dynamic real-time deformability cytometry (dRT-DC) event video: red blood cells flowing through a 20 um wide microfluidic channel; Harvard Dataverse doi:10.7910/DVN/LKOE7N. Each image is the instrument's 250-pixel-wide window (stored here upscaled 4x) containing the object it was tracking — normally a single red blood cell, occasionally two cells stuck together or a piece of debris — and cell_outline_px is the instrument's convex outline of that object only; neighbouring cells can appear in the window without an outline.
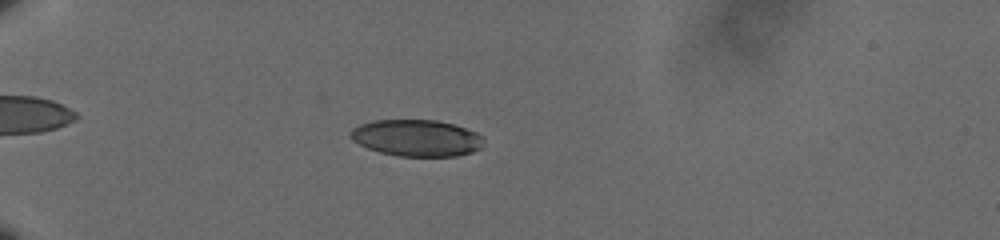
{"species": "human", "species_latin": "Homo sapiens", "temperature_condition": "cold", "stored_images_in_passage": 61, "camera_frame_rate_fps": 3000, "um_per_image_px": 0.085, "donor": {"sex": "male"}, "frame": {"image": 1, "passage_image": 20, "time_ms": 6.333, "image_size_px": [1000, 240], "cell_outline_px": [[484, 144], [480, 148], [472, 152], [456, 156], [400, 156], [380, 152], [368, 148], [352, 140], [348, 136], [352, 128], [360, 124], [372, 120], [436, 120], [452, 124], [476, 132], [484, 140]], "centroid_in_image_um": [35.39, 11.72], "position_along_channel_um": 49.6, "area_um2": 28.38}}
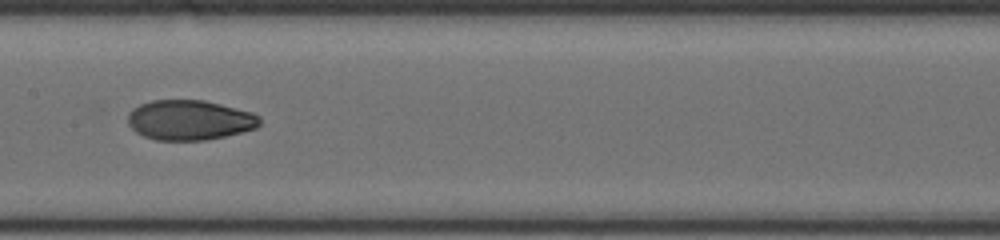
{"frame": {"image": 2, "passage_image": 35, "time_ms": 11.333, "image_size_px": [1000, 240], "cell_outline_px": [[260, 124], [256, 128], [224, 136], [204, 140], [156, 140], [144, 136], [136, 132], [128, 124], [128, 112], [132, 108], [140, 104], [152, 100], [204, 100], [252, 112], [260, 116]], "centroid_in_image_um": [16.09, 10.2], "position_along_channel_um": 191.3, "area_um2": 30.69}}
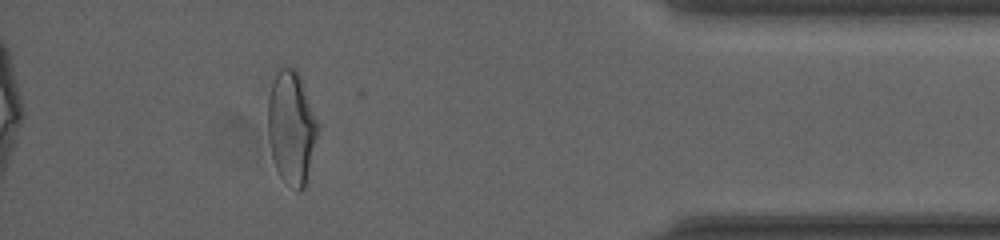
{"frame": {"image": 3, "passage_image": 56, "time_ms": 18.333, "image_size_px": [1000, 240], "cell_outline_px": [[320, 128], [304, 188], [300, 192], [296, 192], [280, 176], [276, 168], [272, 156], [268, 140], [268, 100], [272, 84], [280, 68], [292, 68], [300, 76]], "centroid_in_image_um": [24.78, 10.9], "position_along_channel_um": 410.4, "area_um2": 32.66}, "authors_computed_cell_mechanics": {"area_um2": 30.345, "velocity_mm_per_s": 3.604, "shape_relaxation_time_tau1_ms": 5.4567, "shape_relaxation_time_tau2_ms": 2.3498, "deformation_change_tau1": 0.1693, "deformation_change_tau2": 0.0625}}